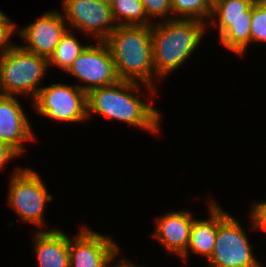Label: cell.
Listing matches in <instances>:
<instances>
[{"label": "cell", "mask_w": 266, "mask_h": 267, "mask_svg": "<svg viewBox=\"0 0 266 267\" xmlns=\"http://www.w3.org/2000/svg\"><path fill=\"white\" fill-rule=\"evenodd\" d=\"M139 87L136 81L119 80L112 85L89 90L86 92L87 117L94 112L129 125L158 132L161 118L159 111L130 93L135 90L140 96Z\"/></svg>", "instance_id": "6da1fadb"}, {"label": "cell", "mask_w": 266, "mask_h": 267, "mask_svg": "<svg viewBox=\"0 0 266 267\" xmlns=\"http://www.w3.org/2000/svg\"><path fill=\"white\" fill-rule=\"evenodd\" d=\"M104 42L113 57L119 80L135 82L138 79L154 94L151 26L117 25Z\"/></svg>", "instance_id": "7a4b0ae2"}, {"label": "cell", "mask_w": 266, "mask_h": 267, "mask_svg": "<svg viewBox=\"0 0 266 267\" xmlns=\"http://www.w3.org/2000/svg\"><path fill=\"white\" fill-rule=\"evenodd\" d=\"M206 24L196 19H166L151 25L152 57L160 78L177 69L196 50Z\"/></svg>", "instance_id": "3957f363"}, {"label": "cell", "mask_w": 266, "mask_h": 267, "mask_svg": "<svg viewBox=\"0 0 266 267\" xmlns=\"http://www.w3.org/2000/svg\"><path fill=\"white\" fill-rule=\"evenodd\" d=\"M49 63L46 57L14 46L0 55V89L3 95L25 94L37 96L38 84Z\"/></svg>", "instance_id": "277c9868"}, {"label": "cell", "mask_w": 266, "mask_h": 267, "mask_svg": "<svg viewBox=\"0 0 266 267\" xmlns=\"http://www.w3.org/2000/svg\"><path fill=\"white\" fill-rule=\"evenodd\" d=\"M239 222L218 206V230L210 267H262Z\"/></svg>", "instance_id": "5b68a950"}, {"label": "cell", "mask_w": 266, "mask_h": 267, "mask_svg": "<svg viewBox=\"0 0 266 267\" xmlns=\"http://www.w3.org/2000/svg\"><path fill=\"white\" fill-rule=\"evenodd\" d=\"M38 114L58 121L79 122L87 117L86 92L61 83L41 87L33 100Z\"/></svg>", "instance_id": "8992f818"}, {"label": "cell", "mask_w": 266, "mask_h": 267, "mask_svg": "<svg viewBox=\"0 0 266 267\" xmlns=\"http://www.w3.org/2000/svg\"><path fill=\"white\" fill-rule=\"evenodd\" d=\"M8 203L17 211L24 221L43 225V209L46 201H51L37 172L29 168H17L10 181Z\"/></svg>", "instance_id": "52a82bcc"}, {"label": "cell", "mask_w": 266, "mask_h": 267, "mask_svg": "<svg viewBox=\"0 0 266 267\" xmlns=\"http://www.w3.org/2000/svg\"><path fill=\"white\" fill-rule=\"evenodd\" d=\"M97 44L86 46L67 70L68 73L88 83L86 86H79L85 92L119 81L108 46L104 41H98Z\"/></svg>", "instance_id": "ba28073f"}, {"label": "cell", "mask_w": 266, "mask_h": 267, "mask_svg": "<svg viewBox=\"0 0 266 267\" xmlns=\"http://www.w3.org/2000/svg\"><path fill=\"white\" fill-rule=\"evenodd\" d=\"M68 24L104 41L116 28L111 6L95 0H63ZM114 24H113V23Z\"/></svg>", "instance_id": "9c48e42d"}, {"label": "cell", "mask_w": 266, "mask_h": 267, "mask_svg": "<svg viewBox=\"0 0 266 267\" xmlns=\"http://www.w3.org/2000/svg\"><path fill=\"white\" fill-rule=\"evenodd\" d=\"M82 228L74 242L69 238V267L109 266L120 251L117 244L107 236Z\"/></svg>", "instance_id": "30bf717a"}, {"label": "cell", "mask_w": 266, "mask_h": 267, "mask_svg": "<svg viewBox=\"0 0 266 267\" xmlns=\"http://www.w3.org/2000/svg\"><path fill=\"white\" fill-rule=\"evenodd\" d=\"M64 19L60 13L52 11L41 15L38 20L19 30L21 37L28 43L22 48L49 59L68 30Z\"/></svg>", "instance_id": "8fae6325"}, {"label": "cell", "mask_w": 266, "mask_h": 267, "mask_svg": "<svg viewBox=\"0 0 266 267\" xmlns=\"http://www.w3.org/2000/svg\"><path fill=\"white\" fill-rule=\"evenodd\" d=\"M33 132L24 110L15 97L0 96V140L23 154L22 141L33 140Z\"/></svg>", "instance_id": "7c38bea8"}, {"label": "cell", "mask_w": 266, "mask_h": 267, "mask_svg": "<svg viewBox=\"0 0 266 267\" xmlns=\"http://www.w3.org/2000/svg\"><path fill=\"white\" fill-rule=\"evenodd\" d=\"M187 211L167 213L157 219L154 237L171 253L182 256L188 248L194 218Z\"/></svg>", "instance_id": "4fadbf2b"}, {"label": "cell", "mask_w": 266, "mask_h": 267, "mask_svg": "<svg viewBox=\"0 0 266 267\" xmlns=\"http://www.w3.org/2000/svg\"><path fill=\"white\" fill-rule=\"evenodd\" d=\"M35 238L39 267H69V238L63 232L40 230Z\"/></svg>", "instance_id": "5bb4252c"}, {"label": "cell", "mask_w": 266, "mask_h": 267, "mask_svg": "<svg viewBox=\"0 0 266 267\" xmlns=\"http://www.w3.org/2000/svg\"><path fill=\"white\" fill-rule=\"evenodd\" d=\"M209 220H195L192 223L190 242L187 251L181 256L186 261L188 250L205 255L208 259L212 256L218 230V206L215 202L210 203Z\"/></svg>", "instance_id": "9a60e30c"}, {"label": "cell", "mask_w": 266, "mask_h": 267, "mask_svg": "<svg viewBox=\"0 0 266 267\" xmlns=\"http://www.w3.org/2000/svg\"><path fill=\"white\" fill-rule=\"evenodd\" d=\"M217 25L221 44L242 55L250 43L251 19L219 20Z\"/></svg>", "instance_id": "2e32d148"}, {"label": "cell", "mask_w": 266, "mask_h": 267, "mask_svg": "<svg viewBox=\"0 0 266 267\" xmlns=\"http://www.w3.org/2000/svg\"><path fill=\"white\" fill-rule=\"evenodd\" d=\"M111 11L114 21L122 18L126 20L117 25L151 26L153 24L149 21L141 0H113Z\"/></svg>", "instance_id": "e0dca14e"}, {"label": "cell", "mask_w": 266, "mask_h": 267, "mask_svg": "<svg viewBox=\"0 0 266 267\" xmlns=\"http://www.w3.org/2000/svg\"><path fill=\"white\" fill-rule=\"evenodd\" d=\"M85 48L86 46L79 44L74 34L67 30L61 37L54 53L48 59L49 66L56 65L67 71Z\"/></svg>", "instance_id": "ac0fdd59"}, {"label": "cell", "mask_w": 266, "mask_h": 267, "mask_svg": "<svg viewBox=\"0 0 266 267\" xmlns=\"http://www.w3.org/2000/svg\"><path fill=\"white\" fill-rule=\"evenodd\" d=\"M256 0H213L211 17L218 20L251 19L252 4Z\"/></svg>", "instance_id": "d6986e66"}, {"label": "cell", "mask_w": 266, "mask_h": 267, "mask_svg": "<svg viewBox=\"0 0 266 267\" xmlns=\"http://www.w3.org/2000/svg\"><path fill=\"white\" fill-rule=\"evenodd\" d=\"M173 13L180 14L178 19L203 20L204 16L211 17L213 0H171Z\"/></svg>", "instance_id": "ffe728a7"}, {"label": "cell", "mask_w": 266, "mask_h": 267, "mask_svg": "<svg viewBox=\"0 0 266 267\" xmlns=\"http://www.w3.org/2000/svg\"><path fill=\"white\" fill-rule=\"evenodd\" d=\"M251 41L266 42V4L262 0L252 4Z\"/></svg>", "instance_id": "44dd1931"}, {"label": "cell", "mask_w": 266, "mask_h": 267, "mask_svg": "<svg viewBox=\"0 0 266 267\" xmlns=\"http://www.w3.org/2000/svg\"><path fill=\"white\" fill-rule=\"evenodd\" d=\"M144 11L148 19L153 16L164 17L169 12H172L171 0H141Z\"/></svg>", "instance_id": "7402d4cb"}, {"label": "cell", "mask_w": 266, "mask_h": 267, "mask_svg": "<svg viewBox=\"0 0 266 267\" xmlns=\"http://www.w3.org/2000/svg\"><path fill=\"white\" fill-rule=\"evenodd\" d=\"M15 29L16 25L13 22L11 23L8 17L0 23V55L5 54L14 47V45L9 44V40L13 32L16 31Z\"/></svg>", "instance_id": "603a6c76"}, {"label": "cell", "mask_w": 266, "mask_h": 267, "mask_svg": "<svg viewBox=\"0 0 266 267\" xmlns=\"http://www.w3.org/2000/svg\"><path fill=\"white\" fill-rule=\"evenodd\" d=\"M254 205L250 212L254 224L252 228L266 231V202L261 201Z\"/></svg>", "instance_id": "cb8c5ba5"}, {"label": "cell", "mask_w": 266, "mask_h": 267, "mask_svg": "<svg viewBox=\"0 0 266 267\" xmlns=\"http://www.w3.org/2000/svg\"><path fill=\"white\" fill-rule=\"evenodd\" d=\"M19 154L8 144L0 140V169L11 158L17 157Z\"/></svg>", "instance_id": "d4e9b609"}, {"label": "cell", "mask_w": 266, "mask_h": 267, "mask_svg": "<svg viewBox=\"0 0 266 267\" xmlns=\"http://www.w3.org/2000/svg\"><path fill=\"white\" fill-rule=\"evenodd\" d=\"M116 267H137V266L133 265L130 261L122 259V261H120Z\"/></svg>", "instance_id": "484cf974"}, {"label": "cell", "mask_w": 266, "mask_h": 267, "mask_svg": "<svg viewBox=\"0 0 266 267\" xmlns=\"http://www.w3.org/2000/svg\"><path fill=\"white\" fill-rule=\"evenodd\" d=\"M95 1H97L99 3H103V4H106V5H109V6H111V4L113 2V0H95Z\"/></svg>", "instance_id": "4316f807"}, {"label": "cell", "mask_w": 266, "mask_h": 267, "mask_svg": "<svg viewBox=\"0 0 266 267\" xmlns=\"http://www.w3.org/2000/svg\"><path fill=\"white\" fill-rule=\"evenodd\" d=\"M7 16L2 12L0 11V23L6 18Z\"/></svg>", "instance_id": "83f0119b"}]
</instances>
